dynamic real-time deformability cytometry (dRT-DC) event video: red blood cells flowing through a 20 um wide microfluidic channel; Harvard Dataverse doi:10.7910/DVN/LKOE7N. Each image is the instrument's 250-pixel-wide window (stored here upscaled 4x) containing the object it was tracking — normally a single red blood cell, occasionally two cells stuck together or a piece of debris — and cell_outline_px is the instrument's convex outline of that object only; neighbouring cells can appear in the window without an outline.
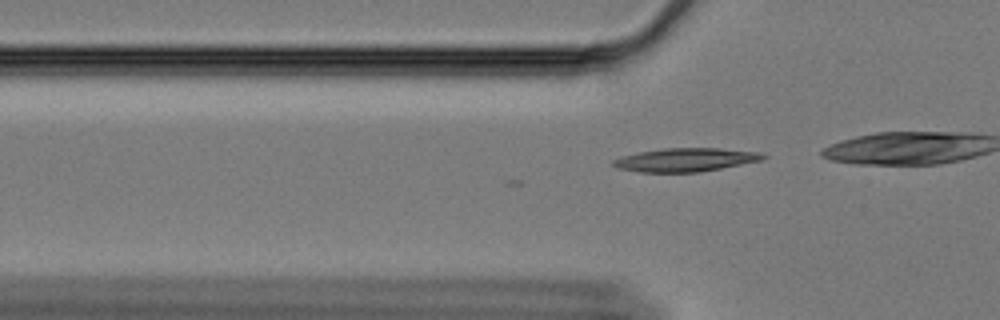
{"species": "Egyptian fruit bat (a non-hibernating species)", "species_latin": "Rousettus aegyptiacus", "temperature_condition": "cold", "stored_images_in_passage": 9, "camera_frame_rate_fps": 3000, "um_per_image_px": 0.085, "animal": {"sex": "female"}, "frame": {"image": 1, "passage_image": 3, "time_ms": 0.667, "image_size_px": [1000, 320], "cell_outline_px": [[768, 156], [760, 160], [700, 172], [640, 172], [616, 168], [612, 164], [612, 160], [620, 156], [640, 152], [664, 148], [720, 148], [756, 152]], "centroid_in_image_um": [58.19, 13.58], "position_along_channel_um": 67.6, "area_um2": 20.29}}